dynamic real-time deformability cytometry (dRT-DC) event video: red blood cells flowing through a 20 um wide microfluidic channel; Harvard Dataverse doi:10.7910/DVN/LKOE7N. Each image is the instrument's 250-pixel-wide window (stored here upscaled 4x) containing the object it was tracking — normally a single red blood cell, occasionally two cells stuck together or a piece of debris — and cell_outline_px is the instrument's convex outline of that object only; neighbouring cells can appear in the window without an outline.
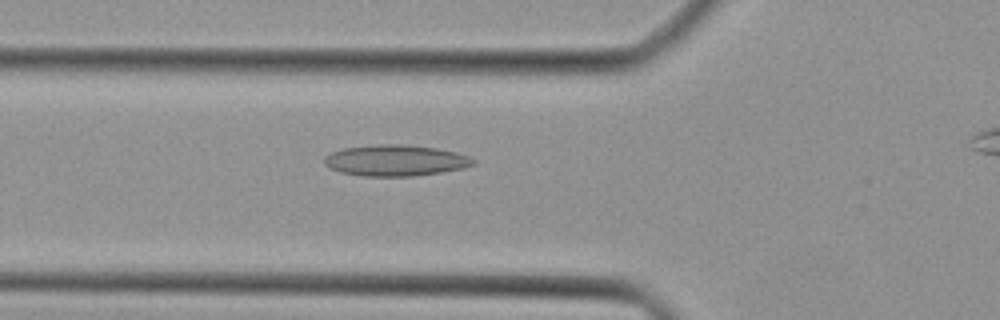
{"species": "Egyptian fruit bat (a non-hibernating species)", "species_latin": "Rousettus aegyptiacus", "temperature_condition": "cold", "stored_images_in_passage": 38, "camera_frame_rate_fps": 3000, "um_per_image_px": 0.085, "animal": {"sex": "female"}, "frame": {"image": 1, "passage_image": 14, "time_ms": 4.333, "image_size_px": [1000, 320], "cell_outline_px": [[476, 164], [464, 168], [440, 172], [412, 176], [364, 176], [340, 172], [324, 164], [324, 156], [332, 152], [344, 148], [380, 144], [400, 144], [436, 148], [456, 152], [468, 156], [476, 160]], "centroid_in_image_um": [33.64, 13.64], "position_along_channel_um": 92.2, "area_um2": 26.88}}
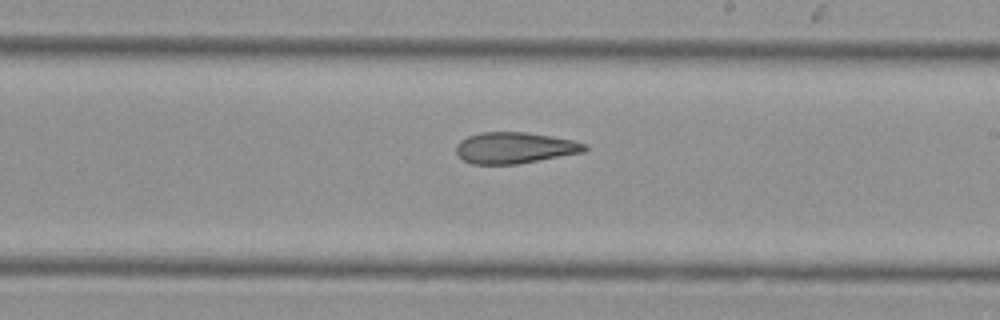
{"frame": {"image": 2, "passage_image": 24, "time_ms": 7.667, "image_size_px": [1000, 320], "cell_outline_px": [[588, 148], [584, 152], [516, 164], [472, 164], [464, 160], [456, 152], [456, 144], [460, 140], [468, 136], [480, 132], [528, 132], [552, 136], [572, 140], [584, 144]], "centroid_in_image_um": [43.72, 12.56], "position_along_channel_um": 245.3, "area_um2": 23.29}}
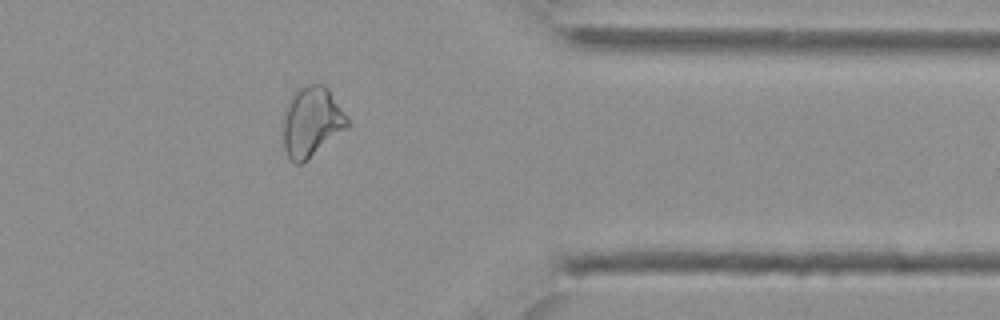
{"frame": {"image": 3, "passage_image": 34, "time_ms": 11.0, "image_size_px": [1000, 320], "cell_outline_px": [[348, 128], [300, 164], [296, 164], [288, 156], [284, 148], [284, 108], [292, 92], [296, 88], [304, 84], [324, 84], [328, 88], [348, 120]], "centroid_in_image_um": [26.46, 10.3], "position_along_channel_um": 384.9, "area_um2": 26.01}}